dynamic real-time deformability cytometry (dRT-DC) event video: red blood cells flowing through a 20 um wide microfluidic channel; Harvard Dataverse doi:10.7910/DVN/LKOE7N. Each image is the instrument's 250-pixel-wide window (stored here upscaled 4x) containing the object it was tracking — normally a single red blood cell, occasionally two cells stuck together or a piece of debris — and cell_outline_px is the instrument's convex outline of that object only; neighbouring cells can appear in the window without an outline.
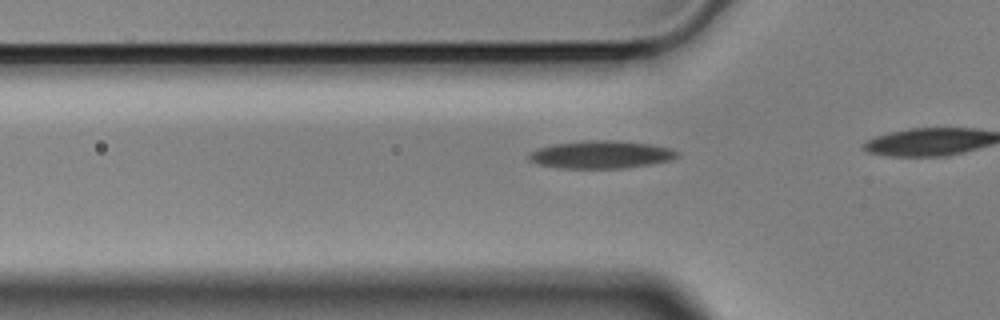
{"species": "Egyptian fruit bat (a non-hibernating species)", "species_latin": "Rousettus aegyptiacus", "temperature_condition": "cold", "stored_images_in_passage": 19, "camera_frame_rate_fps": 3000, "um_per_image_px": 0.085, "animal": {"sex": "male"}, "frame": {"image": 1, "passage_image": 14, "time_ms": 4.333, "image_size_px": [1000, 320], "cell_outline_px": [[680, 152], [672, 160], [652, 164], [624, 168], [556, 168], [540, 164], [528, 160], [528, 152], [536, 148], [552, 144], [584, 140], [616, 140], [648, 144], [668, 148]], "centroid_in_image_um": [51.03, 13.14], "position_along_channel_um": 74.8, "area_um2": 24.1}}
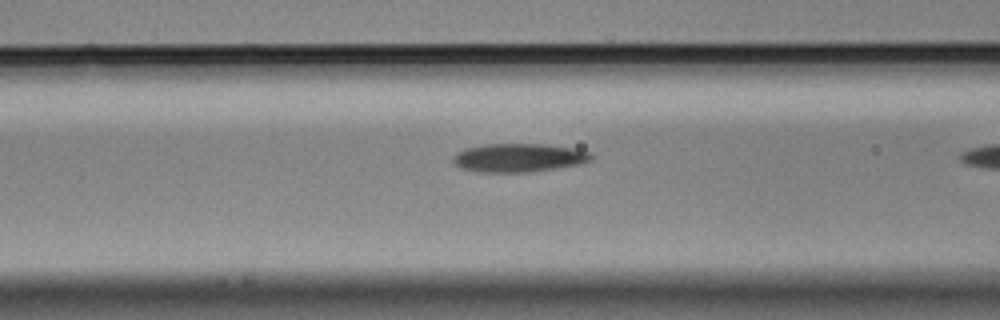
{"frame": {"image": 2, "passage_image": 18, "time_ms": 5.667, "image_size_px": [1000, 320], "cell_outline_px": [[592, 160], [580, 164], [532, 172], [480, 172], [460, 168], [452, 160], [452, 156], [456, 152], [468, 148], [488, 144], [544, 144], [572, 148], [588, 152], [592, 156]], "centroid_in_image_um": [44.07, 13.41], "position_along_channel_um": 122.5, "area_um2": 22.83}}